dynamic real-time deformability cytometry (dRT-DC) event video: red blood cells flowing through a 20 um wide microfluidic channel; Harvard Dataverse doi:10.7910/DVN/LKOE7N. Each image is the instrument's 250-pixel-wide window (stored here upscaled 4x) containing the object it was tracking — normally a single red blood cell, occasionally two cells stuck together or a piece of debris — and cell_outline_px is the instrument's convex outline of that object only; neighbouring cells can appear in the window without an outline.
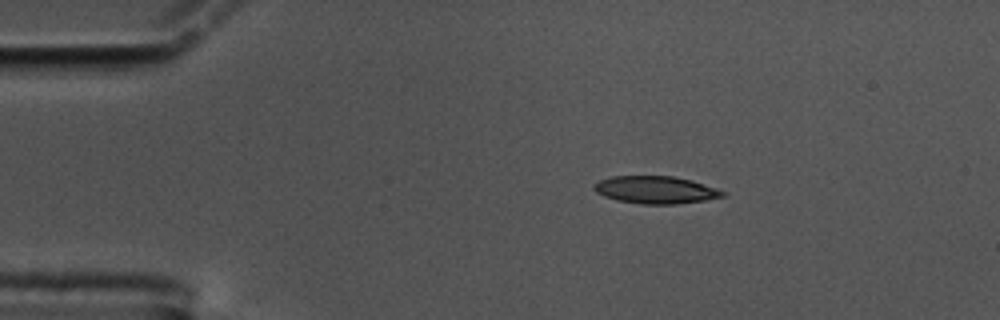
{"species": "common noctule bat (a hibernating species)", "species_latin": "Nyctalus noctula", "temperature_condition": "cold", "stored_images_in_passage": 49, "camera_frame_rate_fps": 3000, "um_per_image_px": 0.085, "animal": {"sex": "male", "body_mass_g": 17.5, "forearm_length_mm": 52.3}, "frame": {"image": 1, "passage_image": 1, "time_ms": 0.0, "image_size_px": [1000, 320], "cell_outline_px": [[724, 196], [704, 200], [676, 204], [640, 204], [616, 200], [604, 196], [596, 192], [592, 188], [600, 180], [612, 176], [672, 176], [692, 180], [716, 188], [724, 192]], "centroid_in_image_um": [55.71, 16.14], "position_along_channel_um": 29.3, "area_um2": 20.46}}
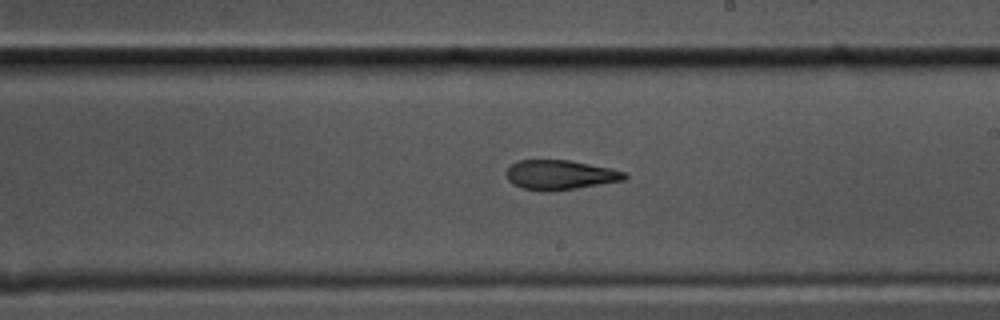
{"frame": {"image": 2, "passage_image": 24, "time_ms": 7.667, "image_size_px": [1000, 320], "cell_outline_px": [[628, 176], [624, 180], [576, 188], [548, 192], [540, 192], [524, 188], [512, 184], [504, 176], [504, 172], [512, 164], [520, 160], [568, 160], [612, 168], [628, 172]], "centroid_in_image_um": [47.59, 14.87], "position_along_channel_um": 241.4, "area_um2": 20.63}}
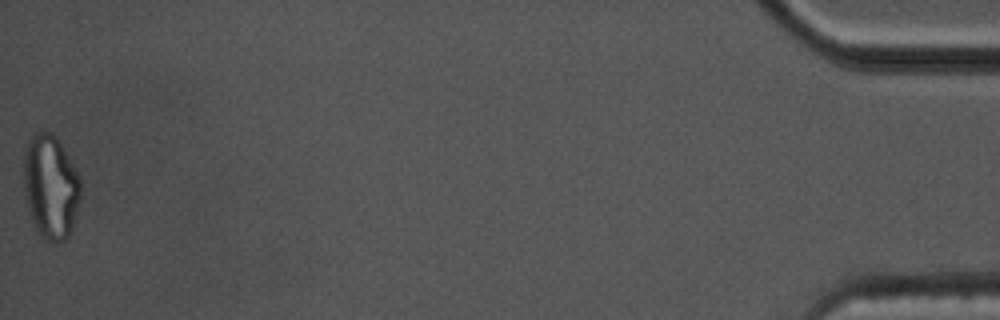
{"frame": {"image": 3, "passage_image": 49, "time_ms": 16.0, "image_size_px": [1000, 320], "cell_outline_px": [[80, 200], [72, 228], [68, 236], [64, 240], [56, 244], [40, 236], [32, 220], [24, 192], [24, 152], [28, 140], [36, 132], [52, 132], [56, 136], [80, 176]], "centroid_in_image_um": [4.31, 15.87], "position_along_channel_um": 430.9, "area_um2": 34.51}, "authors_computed_cell_mechanics": {"area_um2": 21.2704, "velocity_mm_per_s": 3.4467, "shape_relaxation_time_tau1_ms": null, "shape_relaxation_time_tau2_ms": 3.8528, "deformation_change_tau1": null, "deformation_change_tau2": 0.1157}}